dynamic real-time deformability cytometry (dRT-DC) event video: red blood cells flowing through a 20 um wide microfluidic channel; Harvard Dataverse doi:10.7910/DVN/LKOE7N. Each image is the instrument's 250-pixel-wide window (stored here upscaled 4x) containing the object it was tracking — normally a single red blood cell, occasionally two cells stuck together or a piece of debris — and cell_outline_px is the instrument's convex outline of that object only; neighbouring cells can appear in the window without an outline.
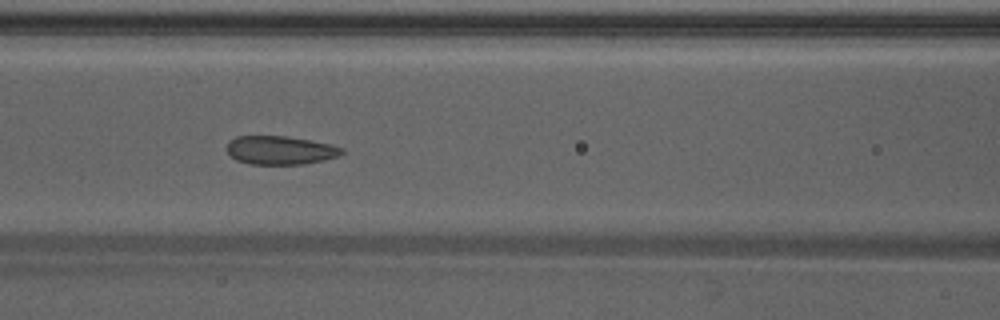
{"species": "Egyptian fruit bat (a non-hibernating species)", "species_latin": "Rousettus aegyptiacus", "temperature_condition": "warm", "stored_images_in_passage": 49, "camera_frame_rate_fps": 3000, "um_per_image_px": 0.085, "animal": {"sex": "male"}, "frame": {"image": 1, "passage_image": 21, "time_ms": 6.667, "image_size_px": [1000, 320], "cell_outline_px": [[344, 152], [340, 156], [324, 160], [304, 164], [248, 164], [236, 160], [228, 152], [228, 144], [236, 136], [288, 136], [328, 144], [344, 148]], "centroid_in_image_um": [23.85, 12.77], "position_along_channel_um": 142.8, "area_um2": 19.02}}
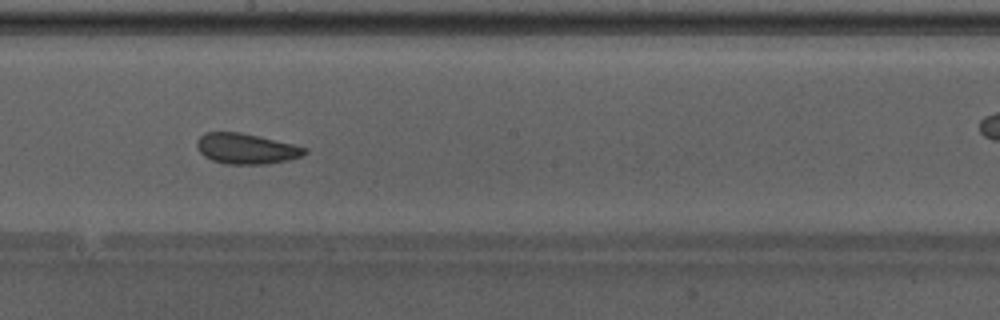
{"frame": {"image": 2, "passage_image": 27, "time_ms": 8.667, "image_size_px": [1000, 320], "cell_outline_px": [[308, 152], [304, 156], [288, 160], [268, 164], [224, 164], [212, 160], [204, 156], [196, 148], [196, 140], [204, 132], [240, 132], [292, 144], [308, 148]], "centroid_in_image_um": [20.92, 12.64], "position_along_channel_um": 227.3, "area_um2": 19.31}}
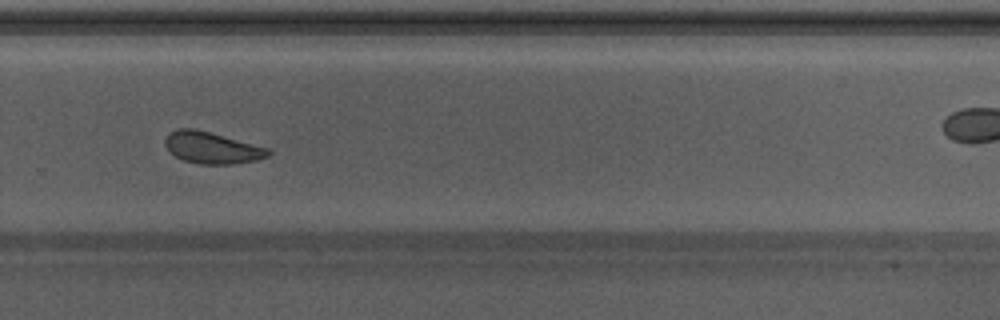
{"frame": {"image": 3, "passage_image": 33, "time_ms": 10.667, "image_size_px": [1000, 320], "cell_outline_px": [[272, 152], [268, 156], [256, 160], [232, 164], [200, 164], [184, 160], [176, 156], [164, 144], [164, 140], [168, 132], [176, 128], [196, 128], [268, 148]], "centroid_in_image_um": [17.99, 12.54], "position_along_channel_um": 311.8, "area_um2": 18.96}, "authors_computed_cell_mechanics": {"area_um2": 20.1722, "velocity_mm_per_s": 4.238, "shape_relaxation_time_tau1_ms": null, "shape_relaxation_time_tau2_ms": 1.6701, "deformation_change_tau1": null, "deformation_change_tau2": 0.0564}}